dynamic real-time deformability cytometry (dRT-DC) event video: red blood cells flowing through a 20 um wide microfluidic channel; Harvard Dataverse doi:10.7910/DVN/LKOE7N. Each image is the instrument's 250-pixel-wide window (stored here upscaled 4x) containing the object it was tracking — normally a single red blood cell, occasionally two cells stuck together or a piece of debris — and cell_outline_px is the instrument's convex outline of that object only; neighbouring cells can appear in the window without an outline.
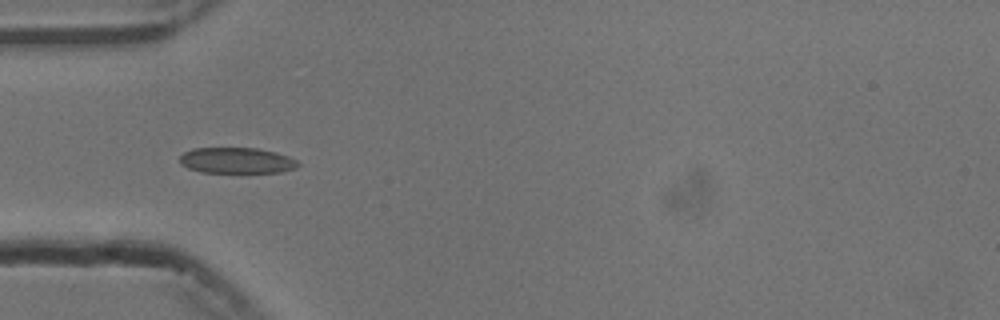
{"species": "common noctule bat (a hibernating species)", "species_latin": "Nyctalus noctula", "temperature_condition": "cold", "stored_images_in_passage": 36, "camera_frame_rate_fps": 3000, "um_per_image_px": 0.085, "animal": {"sex": "male", "body_mass_g": 13.3}, "frame": {"image": 1, "passage_image": 1, "time_ms": 0.0, "image_size_px": [1000, 320], "cell_outline_px": [[300, 164], [296, 168], [280, 172], [200, 172], [188, 168], [180, 164], [180, 156], [184, 152], [192, 148], [256, 148], [276, 152], [288, 156], [296, 160]], "centroid_in_image_um": [20.1, 13.64], "position_along_channel_um": 64.9, "area_um2": 17.8}}
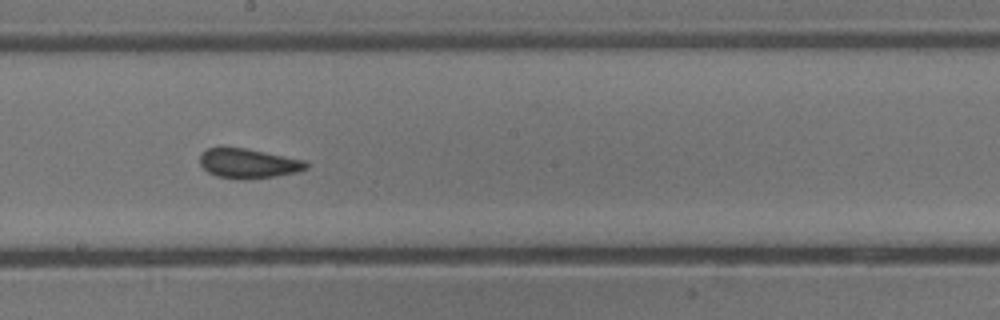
{"frame": {"image": 2, "passage_image": 14, "time_ms": 4.333, "image_size_px": [1000, 320], "cell_outline_px": [[308, 168], [296, 172], [276, 176], [244, 180], [216, 176], [208, 172], [200, 164], [200, 152], [208, 148], [220, 144], [224, 144], [304, 160], [308, 164]], "centroid_in_image_um": [21.03, 13.86], "position_along_channel_um": 227.2, "area_um2": 18.79}}
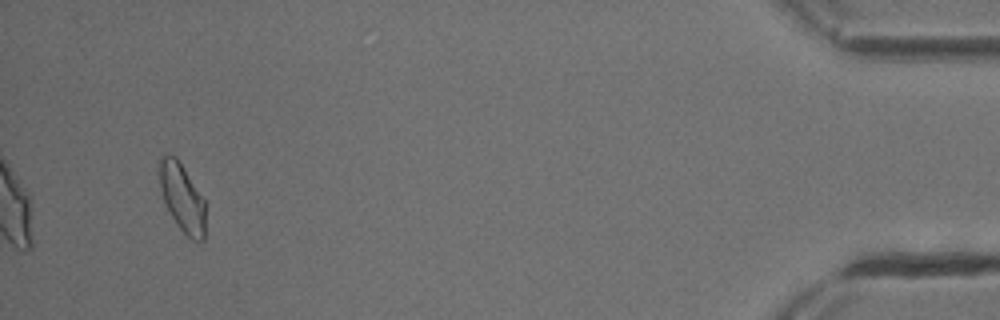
{"frame": {"image": 3, "passage_image": 36, "time_ms": 11.667, "image_size_px": [1000, 320], "cell_outline_px": [[204, 240], [192, 240], [176, 224], [164, 204], [160, 188], [160, 156], [176, 156], [204, 200]], "centroid_in_image_um": [15.46, 16.82], "position_along_channel_um": 419.7, "area_um2": 17.8}, "authors_computed_cell_mechanics": {"area_um2": 17.8024, "velocity_mm_per_s": 3.7305, "shape_relaxation_time_tau1_ms": 5.4747, "shape_relaxation_time_tau2_ms": 1.2347, "deformation_change_tau1": 0.0814, "deformation_change_tau2": 0.0413}}